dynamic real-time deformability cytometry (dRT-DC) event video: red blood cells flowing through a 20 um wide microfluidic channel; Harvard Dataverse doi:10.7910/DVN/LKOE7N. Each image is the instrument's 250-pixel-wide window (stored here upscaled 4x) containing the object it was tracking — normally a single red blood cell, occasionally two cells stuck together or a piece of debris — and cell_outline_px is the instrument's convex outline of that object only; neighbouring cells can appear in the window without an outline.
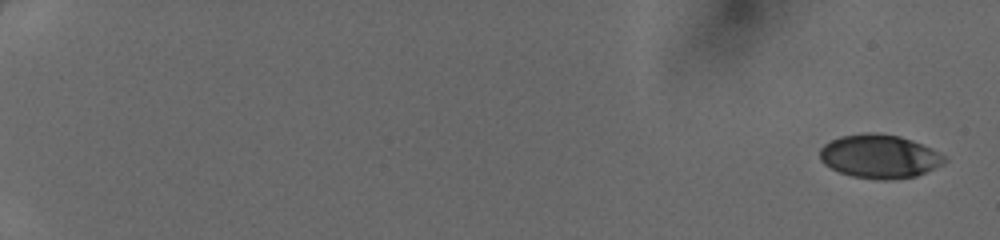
{"species": "human", "species_latin": "Homo sapiens", "temperature_condition": "cold", "stored_images_in_passage": 49, "camera_frame_rate_fps": 3000, "um_per_image_px": 0.085, "donor": {"sex": "female"}, "frame": {"image": 1, "passage_image": 1, "time_ms": 0.0, "image_size_px": [1000, 240], "cell_outline_px": [[948, 160], [944, 164], [916, 176], [888, 180], [880, 180], [852, 176], [840, 172], [824, 164], [820, 160], [820, 148], [824, 144], [840, 136], [864, 132], [876, 132], [900, 136], [912, 140], [932, 148], [944, 156]], "centroid_in_image_um": [74.76, 13.28], "position_along_channel_um": 10.2, "area_um2": 31.85}}
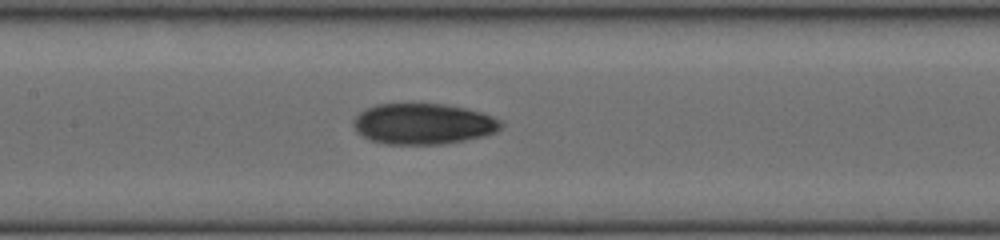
{"frame": {"image": 2, "passage_image": 27, "time_ms": 8.667, "image_size_px": [1000, 240], "cell_outline_px": [[504, 124], [496, 132], [484, 136], [464, 140], [440, 144], [384, 144], [372, 140], [356, 132], [352, 124], [352, 120], [364, 108], [376, 104], [444, 104], [464, 108], [480, 112], [492, 116], [500, 120]], "centroid_in_image_um": [35.95, 10.52], "position_along_channel_um": 171.5, "area_um2": 35.14}}
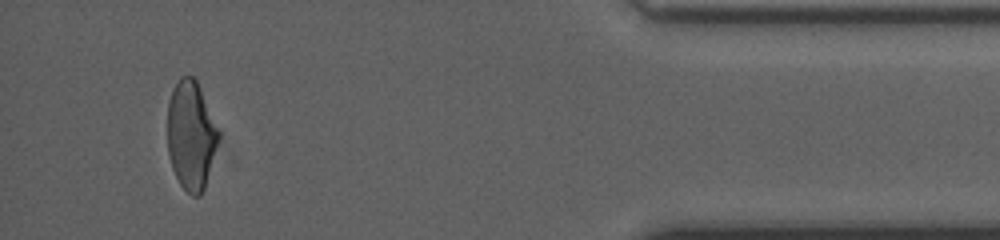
{"frame": {"image": 3, "passage_image": 47, "time_ms": 15.333, "image_size_px": [1000, 240], "cell_outline_px": [[220, 136], [204, 188], [200, 196], [192, 196], [180, 184], [172, 168], [168, 156], [168, 100], [172, 88], [180, 76], [192, 76], [196, 80], [200, 88], [220, 132]], "centroid_in_image_um": [16.23, 11.48], "position_along_channel_um": 419.0, "area_um2": 32.31}}